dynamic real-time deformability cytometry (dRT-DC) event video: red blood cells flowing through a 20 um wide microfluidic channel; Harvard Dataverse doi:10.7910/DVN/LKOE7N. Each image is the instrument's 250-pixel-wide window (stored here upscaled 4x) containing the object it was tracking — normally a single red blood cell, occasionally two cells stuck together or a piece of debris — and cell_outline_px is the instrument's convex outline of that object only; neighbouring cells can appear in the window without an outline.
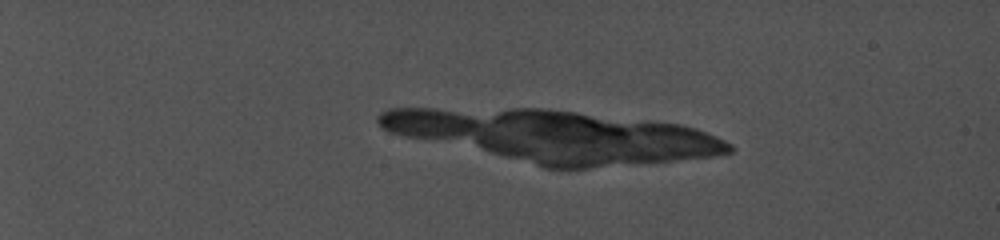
{"species": "common noctule bat (a hibernating species)", "species_latin": "Nyctalus noctula", "temperature_condition": "cold", "stored_images_in_passage": 1, "camera_frame_rate_fps": 5000, "um_per_image_px": 0.085, "animal": {"sex": "female", "body_mass_g": 19.0, "forearm_length_mm": 56.7}, "frame": {"image": 1, "passage_image": 1, "time_ms": 0.0, "image_size_px": [1000, 240], "cell_outline_px": [[824, 156], [820, 160], [704, 120], [704, 108], [728, 108], [768, 112], [796, 124], [808, 132], [812, 136], [824, 152]], "centroid_in_image_um": [65.14, 10.98], "position_along_channel_um": 19.9, "area_um2": 20.06}}